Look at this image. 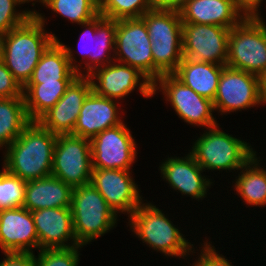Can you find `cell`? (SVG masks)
<instances>
[{"label": "cell", "instance_id": "6da1fadb", "mask_svg": "<svg viewBox=\"0 0 266 266\" xmlns=\"http://www.w3.org/2000/svg\"><path fill=\"white\" fill-rule=\"evenodd\" d=\"M57 135L32 121L6 149L3 168L22 180L51 176Z\"/></svg>", "mask_w": 266, "mask_h": 266}, {"label": "cell", "instance_id": "7a4b0ae2", "mask_svg": "<svg viewBox=\"0 0 266 266\" xmlns=\"http://www.w3.org/2000/svg\"><path fill=\"white\" fill-rule=\"evenodd\" d=\"M42 13L5 34L3 62L22 88L30 80L43 53L58 39L44 29Z\"/></svg>", "mask_w": 266, "mask_h": 266}, {"label": "cell", "instance_id": "3957f363", "mask_svg": "<svg viewBox=\"0 0 266 266\" xmlns=\"http://www.w3.org/2000/svg\"><path fill=\"white\" fill-rule=\"evenodd\" d=\"M141 18L152 42L155 83L163 74H173L183 60L181 15L178 10L153 8Z\"/></svg>", "mask_w": 266, "mask_h": 266}, {"label": "cell", "instance_id": "277c9868", "mask_svg": "<svg viewBox=\"0 0 266 266\" xmlns=\"http://www.w3.org/2000/svg\"><path fill=\"white\" fill-rule=\"evenodd\" d=\"M130 228L143 243L165 256L186 257L193 253L188 242L167 216L152 203H141L129 216Z\"/></svg>", "mask_w": 266, "mask_h": 266}, {"label": "cell", "instance_id": "5b68a950", "mask_svg": "<svg viewBox=\"0 0 266 266\" xmlns=\"http://www.w3.org/2000/svg\"><path fill=\"white\" fill-rule=\"evenodd\" d=\"M71 212L76 240L83 246L117 224L118 215L91 183L73 188Z\"/></svg>", "mask_w": 266, "mask_h": 266}, {"label": "cell", "instance_id": "8992f818", "mask_svg": "<svg viewBox=\"0 0 266 266\" xmlns=\"http://www.w3.org/2000/svg\"><path fill=\"white\" fill-rule=\"evenodd\" d=\"M218 126L206 129L189 153L204 171L240 170L256 151L247 142L219 130Z\"/></svg>", "mask_w": 266, "mask_h": 266}, {"label": "cell", "instance_id": "52a82bcc", "mask_svg": "<svg viewBox=\"0 0 266 266\" xmlns=\"http://www.w3.org/2000/svg\"><path fill=\"white\" fill-rule=\"evenodd\" d=\"M226 66L260 76L266 70V24L244 17L231 28Z\"/></svg>", "mask_w": 266, "mask_h": 266}, {"label": "cell", "instance_id": "ba28073f", "mask_svg": "<svg viewBox=\"0 0 266 266\" xmlns=\"http://www.w3.org/2000/svg\"><path fill=\"white\" fill-rule=\"evenodd\" d=\"M151 47L152 42L142 18L116 20L115 53L112 57L115 61L136 68L153 84L154 60Z\"/></svg>", "mask_w": 266, "mask_h": 266}, {"label": "cell", "instance_id": "9c48e42d", "mask_svg": "<svg viewBox=\"0 0 266 266\" xmlns=\"http://www.w3.org/2000/svg\"><path fill=\"white\" fill-rule=\"evenodd\" d=\"M92 170L90 139L57 135L51 175L75 188L91 182Z\"/></svg>", "mask_w": 266, "mask_h": 266}, {"label": "cell", "instance_id": "30bf717a", "mask_svg": "<svg viewBox=\"0 0 266 266\" xmlns=\"http://www.w3.org/2000/svg\"><path fill=\"white\" fill-rule=\"evenodd\" d=\"M152 88L153 95L161 88L159 91L171 103L178 117L186 123L194 126H204L207 129L218 124L212 114L215 110L213 101L198 95L193 89L185 86L173 74H163L153 83Z\"/></svg>", "mask_w": 266, "mask_h": 266}, {"label": "cell", "instance_id": "8fae6325", "mask_svg": "<svg viewBox=\"0 0 266 266\" xmlns=\"http://www.w3.org/2000/svg\"><path fill=\"white\" fill-rule=\"evenodd\" d=\"M230 30L216 25L182 23L183 58L226 65Z\"/></svg>", "mask_w": 266, "mask_h": 266}, {"label": "cell", "instance_id": "7c38bea8", "mask_svg": "<svg viewBox=\"0 0 266 266\" xmlns=\"http://www.w3.org/2000/svg\"><path fill=\"white\" fill-rule=\"evenodd\" d=\"M93 169L130 170L136 158V141L122 122L90 139Z\"/></svg>", "mask_w": 266, "mask_h": 266}, {"label": "cell", "instance_id": "4fadbf2b", "mask_svg": "<svg viewBox=\"0 0 266 266\" xmlns=\"http://www.w3.org/2000/svg\"><path fill=\"white\" fill-rule=\"evenodd\" d=\"M114 63L115 61L98 67L87 75L91 80L92 91L96 95L119 100L139 86L141 95L145 98L153 97V84L142 73L127 64Z\"/></svg>", "mask_w": 266, "mask_h": 266}, {"label": "cell", "instance_id": "5bb4252c", "mask_svg": "<svg viewBox=\"0 0 266 266\" xmlns=\"http://www.w3.org/2000/svg\"><path fill=\"white\" fill-rule=\"evenodd\" d=\"M213 104L221 114L261 105L259 76L225 66Z\"/></svg>", "mask_w": 266, "mask_h": 266}, {"label": "cell", "instance_id": "9a60e30c", "mask_svg": "<svg viewBox=\"0 0 266 266\" xmlns=\"http://www.w3.org/2000/svg\"><path fill=\"white\" fill-rule=\"evenodd\" d=\"M130 174V170L93 169L90 182L116 214L127 212L128 217L143 202Z\"/></svg>", "mask_w": 266, "mask_h": 266}, {"label": "cell", "instance_id": "2e32d148", "mask_svg": "<svg viewBox=\"0 0 266 266\" xmlns=\"http://www.w3.org/2000/svg\"><path fill=\"white\" fill-rule=\"evenodd\" d=\"M91 92L90 78L86 75H78L66 88L60 100L37 122L53 134H72L81 107Z\"/></svg>", "mask_w": 266, "mask_h": 266}, {"label": "cell", "instance_id": "e0dca14e", "mask_svg": "<svg viewBox=\"0 0 266 266\" xmlns=\"http://www.w3.org/2000/svg\"><path fill=\"white\" fill-rule=\"evenodd\" d=\"M81 25L84 27L87 26L85 31H83V33L81 34V38L79 39L78 43L84 44L83 46H78L80 48L82 47L81 49H79V51L82 53V58L84 59L86 57H89L91 60H88V62L86 61L84 63V65L86 64L85 75L87 76L94 69L108 65L112 63V61H115L114 58L111 57V51H113L114 53L116 20L108 19L101 14H98L91 20L84 22ZM106 53L110 56H108Z\"/></svg>", "mask_w": 266, "mask_h": 266}, {"label": "cell", "instance_id": "ac0fdd59", "mask_svg": "<svg viewBox=\"0 0 266 266\" xmlns=\"http://www.w3.org/2000/svg\"><path fill=\"white\" fill-rule=\"evenodd\" d=\"M32 217L39 241V250L80 245L74 233L71 207L35 210L32 211ZM68 240H71V245L68 244Z\"/></svg>", "mask_w": 266, "mask_h": 266}, {"label": "cell", "instance_id": "d6986e66", "mask_svg": "<svg viewBox=\"0 0 266 266\" xmlns=\"http://www.w3.org/2000/svg\"><path fill=\"white\" fill-rule=\"evenodd\" d=\"M0 248L2 252H33L39 248L32 212L25 207L0 211Z\"/></svg>", "mask_w": 266, "mask_h": 266}, {"label": "cell", "instance_id": "ffe728a7", "mask_svg": "<svg viewBox=\"0 0 266 266\" xmlns=\"http://www.w3.org/2000/svg\"><path fill=\"white\" fill-rule=\"evenodd\" d=\"M159 167L163 179H166L171 188L198 201L206 197L207 190L212 184L211 179L202 176L204 170L190 153L183 158L168 157Z\"/></svg>", "mask_w": 266, "mask_h": 266}, {"label": "cell", "instance_id": "44dd1931", "mask_svg": "<svg viewBox=\"0 0 266 266\" xmlns=\"http://www.w3.org/2000/svg\"><path fill=\"white\" fill-rule=\"evenodd\" d=\"M115 101L92 91L81 107L72 135L92 139L98 133L121 124L123 121L118 116V104Z\"/></svg>", "mask_w": 266, "mask_h": 266}, {"label": "cell", "instance_id": "7402d4cb", "mask_svg": "<svg viewBox=\"0 0 266 266\" xmlns=\"http://www.w3.org/2000/svg\"><path fill=\"white\" fill-rule=\"evenodd\" d=\"M73 54L70 47L56 39L41 56L27 84L74 80L78 75H84L78 68L80 64H75Z\"/></svg>", "mask_w": 266, "mask_h": 266}, {"label": "cell", "instance_id": "603a6c76", "mask_svg": "<svg viewBox=\"0 0 266 266\" xmlns=\"http://www.w3.org/2000/svg\"><path fill=\"white\" fill-rule=\"evenodd\" d=\"M179 12L182 23L209 24L229 29L244 18L233 0H186Z\"/></svg>", "mask_w": 266, "mask_h": 266}, {"label": "cell", "instance_id": "cb8c5ba5", "mask_svg": "<svg viewBox=\"0 0 266 266\" xmlns=\"http://www.w3.org/2000/svg\"><path fill=\"white\" fill-rule=\"evenodd\" d=\"M73 188L62 180L48 176L26 181L23 207L29 211L71 207Z\"/></svg>", "mask_w": 266, "mask_h": 266}, {"label": "cell", "instance_id": "d4e9b609", "mask_svg": "<svg viewBox=\"0 0 266 266\" xmlns=\"http://www.w3.org/2000/svg\"><path fill=\"white\" fill-rule=\"evenodd\" d=\"M225 66L208 62H195L183 58L173 75L198 95L213 101Z\"/></svg>", "mask_w": 266, "mask_h": 266}, {"label": "cell", "instance_id": "484cf974", "mask_svg": "<svg viewBox=\"0 0 266 266\" xmlns=\"http://www.w3.org/2000/svg\"><path fill=\"white\" fill-rule=\"evenodd\" d=\"M72 81L57 80V82L26 84L23 87V97L29 119L37 121L52 108L64 95Z\"/></svg>", "mask_w": 266, "mask_h": 266}, {"label": "cell", "instance_id": "4316f807", "mask_svg": "<svg viewBox=\"0 0 266 266\" xmlns=\"http://www.w3.org/2000/svg\"><path fill=\"white\" fill-rule=\"evenodd\" d=\"M256 156L240 169L234 187L247 205L263 207L266 205V169L260 167L261 160Z\"/></svg>", "mask_w": 266, "mask_h": 266}, {"label": "cell", "instance_id": "83f0119b", "mask_svg": "<svg viewBox=\"0 0 266 266\" xmlns=\"http://www.w3.org/2000/svg\"><path fill=\"white\" fill-rule=\"evenodd\" d=\"M31 122L24 97L0 98V148L6 149Z\"/></svg>", "mask_w": 266, "mask_h": 266}, {"label": "cell", "instance_id": "f1b7e54d", "mask_svg": "<svg viewBox=\"0 0 266 266\" xmlns=\"http://www.w3.org/2000/svg\"><path fill=\"white\" fill-rule=\"evenodd\" d=\"M43 5L79 25L99 14V0H44Z\"/></svg>", "mask_w": 266, "mask_h": 266}, {"label": "cell", "instance_id": "f546056e", "mask_svg": "<svg viewBox=\"0 0 266 266\" xmlns=\"http://www.w3.org/2000/svg\"><path fill=\"white\" fill-rule=\"evenodd\" d=\"M152 9L151 0H99V14L113 20L141 18Z\"/></svg>", "mask_w": 266, "mask_h": 266}, {"label": "cell", "instance_id": "4dcf8cb0", "mask_svg": "<svg viewBox=\"0 0 266 266\" xmlns=\"http://www.w3.org/2000/svg\"><path fill=\"white\" fill-rule=\"evenodd\" d=\"M26 181L7 172L0 171V211L23 207Z\"/></svg>", "mask_w": 266, "mask_h": 266}, {"label": "cell", "instance_id": "1f68e13d", "mask_svg": "<svg viewBox=\"0 0 266 266\" xmlns=\"http://www.w3.org/2000/svg\"><path fill=\"white\" fill-rule=\"evenodd\" d=\"M81 246L39 250L35 266H78Z\"/></svg>", "mask_w": 266, "mask_h": 266}, {"label": "cell", "instance_id": "d6a6232c", "mask_svg": "<svg viewBox=\"0 0 266 266\" xmlns=\"http://www.w3.org/2000/svg\"><path fill=\"white\" fill-rule=\"evenodd\" d=\"M20 5L16 0H0V32L8 33L11 29L26 23L31 17H35L39 12L24 10L18 12L16 7Z\"/></svg>", "mask_w": 266, "mask_h": 266}, {"label": "cell", "instance_id": "836d02e7", "mask_svg": "<svg viewBox=\"0 0 266 266\" xmlns=\"http://www.w3.org/2000/svg\"><path fill=\"white\" fill-rule=\"evenodd\" d=\"M13 97H23V88L0 60V98Z\"/></svg>", "mask_w": 266, "mask_h": 266}, {"label": "cell", "instance_id": "e575fe53", "mask_svg": "<svg viewBox=\"0 0 266 266\" xmlns=\"http://www.w3.org/2000/svg\"><path fill=\"white\" fill-rule=\"evenodd\" d=\"M199 259L192 266H233L223 255H219L210 242L203 244Z\"/></svg>", "mask_w": 266, "mask_h": 266}, {"label": "cell", "instance_id": "d590c367", "mask_svg": "<svg viewBox=\"0 0 266 266\" xmlns=\"http://www.w3.org/2000/svg\"><path fill=\"white\" fill-rule=\"evenodd\" d=\"M5 257L0 266H35L33 252H3Z\"/></svg>", "mask_w": 266, "mask_h": 266}, {"label": "cell", "instance_id": "8d00e7d4", "mask_svg": "<svg viewBox=\"0 0 266 266\" xmlns=\"http://www.w3.org/2000/svg\"><path fill=\"white\" fill-rule=\"evenodd\" d=\"M236 9L244 16L258 18V8L263 0H233Z\"/></svg>", "mask_w": 266, "mask_h": 266}, {"label": "cell", "instance_id": "74e56055", "mask_svg": "<svg viewBox=\"0 0 266 266\" xmlns=\"http://www.w3.org/2000/svg\"><path fill=\"white\" fill-rule=\"evenodd\" d=\"M186 0H151L154 9L180 10Z\"/></svg>", "mask_w": 266, "mask_h": 266}, {"label": "cell", "instance_id": "f35d334b", "mask_svg": "<svg viewBox=\"0 0 266 266\" xmlns=\"http://www.w3.org/2000/svg\"><path fill=\"white\" fill-rule=\"evenodd\" d=\"M259 89L262 104H266V70L259 76Z\"/></svg>", "mask_w": 266, "mask_h": 266}, {"label": "cell", "instance_id": "ab89813d", "mask_svg": "<svg viewBox=\"0 0 266 266\" xmlns=\"http://www.w3.org/2000/svg\"><path fill=\"white\" fill-rule=\"evenodd\" d=\"M5 34L0 32V60H3Z\"/></svg>", "mask_w": 266, "mask_h": 266}, {"label": "cell", "instance_id": "60d3db41", "mask_svg": "<svg viewBox=\"0 0 266 266\" xmlns=\"http://www.w3.org/2000/svg\"><path fill=\"white\" fill-rule=\"evenodd\" d=\"M16 1H17L19 4H23V3H26V2L29 3V2H31V1H32V2H33V1H36V2H40V3H42V5H43V1H44V0H38V1H37V0H16Z\"/></svg>", "mask_w": 266, "mask_h": 266}]
</instances>
